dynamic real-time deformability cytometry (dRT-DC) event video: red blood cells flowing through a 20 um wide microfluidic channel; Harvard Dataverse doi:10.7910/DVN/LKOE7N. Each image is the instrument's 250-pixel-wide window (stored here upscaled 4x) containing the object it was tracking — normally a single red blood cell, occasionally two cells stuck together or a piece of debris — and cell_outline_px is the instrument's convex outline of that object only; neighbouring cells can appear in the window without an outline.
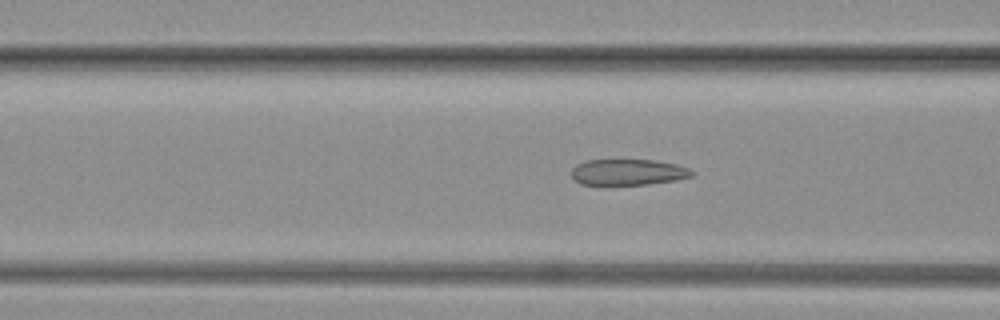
{"species": "common noctule bat (a hibernating species)", "species_latin": "Nyctalus noctula", "temperature_condition": "warm", "stored_images_in_passage": 65, "camera_frame_rate_fps": 3000, "um_per_image_px": 0.085, "animal": {"sex": "female", "body_mass_g": 19.3, "forearm_length_mm": 54.1}, "frame": {"image": 1, "passage_image": 32, "time_ms": 10.333, "image_size_px": [1000, 320], "cell_outline_px": [[696, 172], [692, 176], [676, 180], [648, 184], [580, 184], [572, 176], [572, 168], [576, 164], [584, 160], [656, 160], [676, 164], [688, 168]], "centroid_in_image_um": [53.4, 14.62], "position_along_channel_um": 113.2, "area_um2": 18.21}}
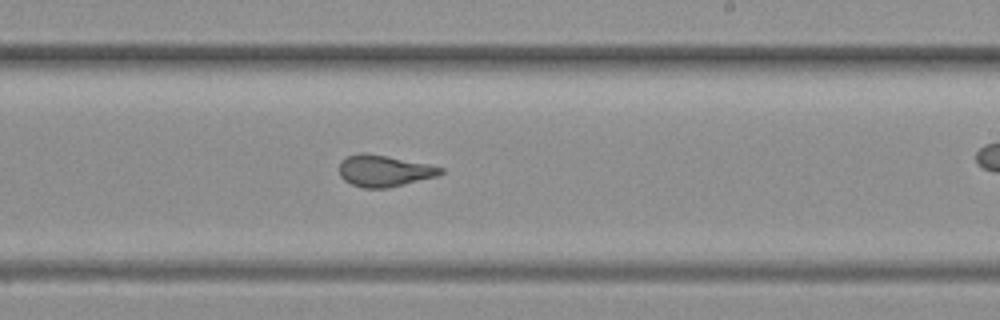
{"frame": {"image": 2, "passage_image": 49, "time_ms": 16.0, "image_size_px": [1000, 320], "cell_outline_px": [[444, 172], [436, 176], [388, 188], [364, 188], [352, 184], [344, 180], [340, 176], [340, 160], [348, 156], [360, 152], [364, 152], [388, 156], [428, 164], [444, 168]], "centroid_in_image_um": [32.63, 14.51], "position_along_channel_um": 256.4, "area_um2": 18.55}}
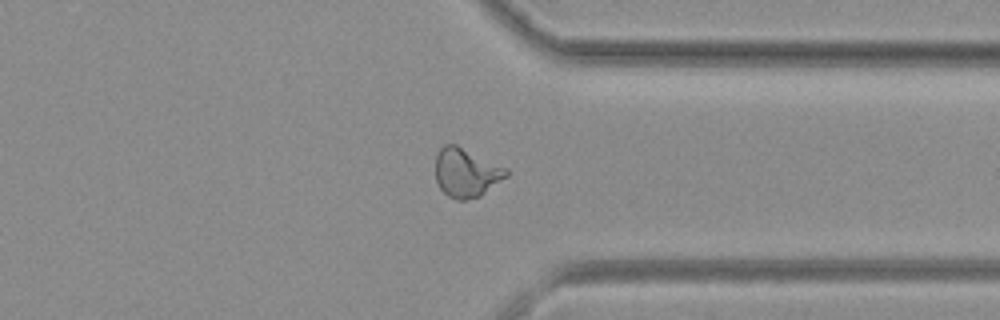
{"frame": {"image": 3, "passage_image": 63, "time_ms": 20.667, "image_size_px": [1000, 320], "cell_outline_px": [[508, 176], [480, 196], [464, 200], [456, 200], [448, 196], [440, 188], [436, 180], [436, 152], [444, 144], [456, 144], [508, 168]], "centroid_in_image_um": [39.63, 14.66], "position_along_channel_um": 371.8, "area_um2": 20.29}}